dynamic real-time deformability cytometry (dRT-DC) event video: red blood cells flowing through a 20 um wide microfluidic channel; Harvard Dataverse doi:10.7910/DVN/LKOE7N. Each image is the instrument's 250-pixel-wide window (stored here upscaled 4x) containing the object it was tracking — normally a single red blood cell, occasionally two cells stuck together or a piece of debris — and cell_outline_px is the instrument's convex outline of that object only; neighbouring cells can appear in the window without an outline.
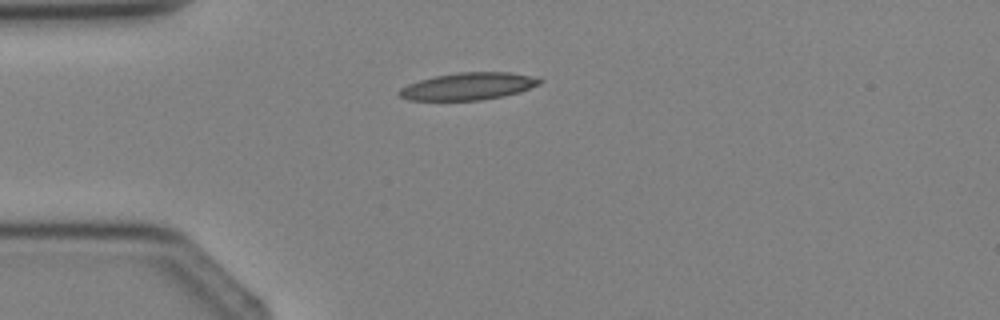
{"species": "Egyptian fruit bat (a non-hibernating species)", "species_latin": "Rousettus aegyptiacus", "temperature_condition": "cold", "stored_images_in_passage": 1, "camera_frame_rate_fps": 3000, "um_per_image_px": 0.085, "animal": {"sex": "female"}, "frame": {"image": 1, "passage_image": 1, "time_ms": 0.0, "image_size_px": [1000, 320], "cell_outline_px": [[544, 80], [540, 84], [520, 92], [504, 96], [480, 100], [408, 100], [400, 96], [396, 92], [400, 88], [408, 84], [420, 80], [436, 76], [456, 72], [508, 72], [540, 76]], "centroid_in_image_um": [39.86, 7.32], "position_along_channel_um": 45.1, "area_um2": 22.54}}